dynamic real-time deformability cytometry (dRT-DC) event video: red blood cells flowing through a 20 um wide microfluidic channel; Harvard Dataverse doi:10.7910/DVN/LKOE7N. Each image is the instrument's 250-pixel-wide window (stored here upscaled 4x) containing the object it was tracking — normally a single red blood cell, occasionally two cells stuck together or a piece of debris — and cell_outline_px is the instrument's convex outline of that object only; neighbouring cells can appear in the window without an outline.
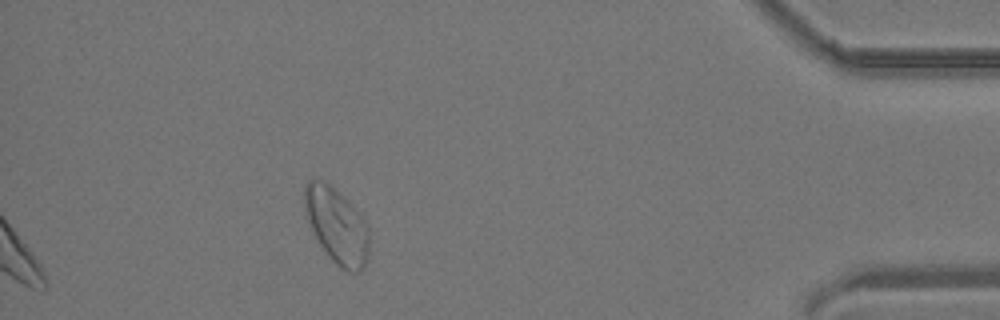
{"species": "common noctule bat (a hibernating species)", "species_latin": "Nyctalus noctula", "temperature_condition": "room temperature", "stored_images_in_passage": 33, "segment_of_instrument_passage": [2, 2], "camera_frame_rate_fps": 3000, "um_per_image_px": 0.085, "animal": {"sex": "male", "body_mass_g": 19.2, "forearm_length_mm": 51.8}, "frame": {"image": 1, "passage_image": 33, "time_ms": 10.667, "image_size_px": [1000, 320], "cell_outline_px": [[368, 260], [360, 272], [348, 272], [340, 268], [328, 256], [320, 244], [312, 228], [304, 208], [304, 184], [308, 180], [324, 180], [340, 192], [344, 196], [364, 220], [368, 228]], "centroid_in_image_um": [28.62, 19.18], "position_along_channel_um": 406.6, "area_um2": 28.26}}